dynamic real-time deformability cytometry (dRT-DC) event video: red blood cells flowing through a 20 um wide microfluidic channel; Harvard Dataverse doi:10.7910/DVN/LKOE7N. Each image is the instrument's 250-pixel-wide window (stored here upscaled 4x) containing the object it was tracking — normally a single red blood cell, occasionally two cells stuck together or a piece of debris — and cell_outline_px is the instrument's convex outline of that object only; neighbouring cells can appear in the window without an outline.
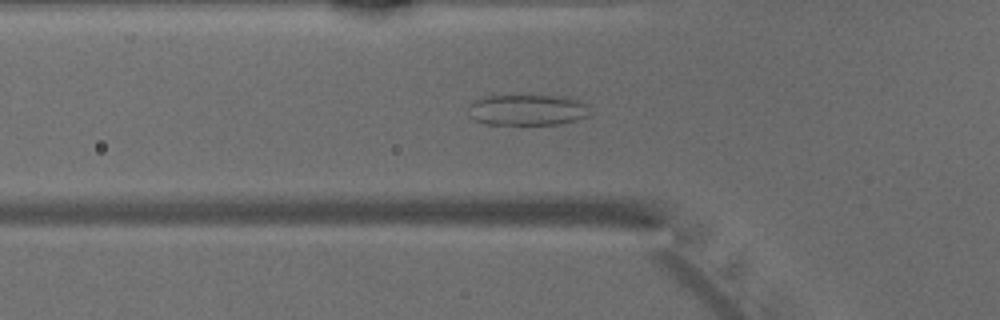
{"species": "common noctule bat (a hibernating species)", "species_latin": "Nyctalus noctula", "temperature_condition": "warm", "stored_images_in_passage": 48, "camera_frame_rate_fps": 3000, "um_per_image_px": 0.085, "animal": {"sex": "male", "body_mass_g": 15.6}, "frame": {"image": 1, "passage_image": 16, "time_ms": 5.0, "image_size_px": [1000, 320], "cell_outline_px": [[588, 116], [576, 120], [560, 124], [484, 124], [468, 116], [468, 104], [484, 96], [568, 96], [580, 100], [588, 104]], "centroid_in_image_um": [44.82, 9.34], "position_along_channel_um": 81.0, "area_um2": 22.08}}
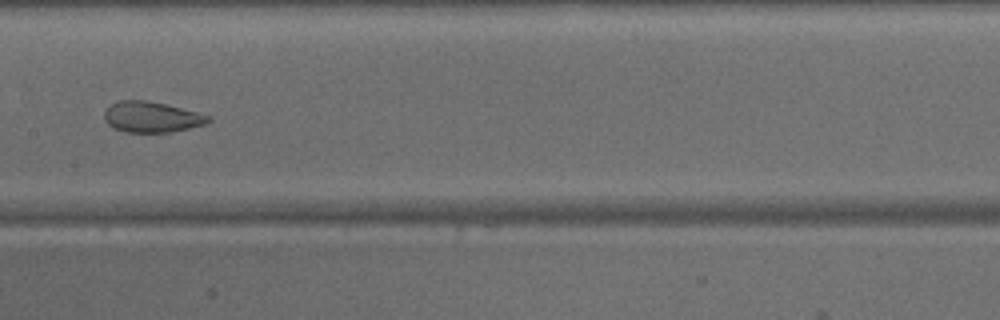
{"frame": {"image": 2, "passage_image": 24, "time_ms": 7.667, "image_size_px": [1000, 320], "cell_outline_px": [[212, 120], [204, 124], [172, 132], [124, 132], [112, 128], [108, 124], [104, 116], [104, 112], [112, 104], [120, 100], [148, 100], [212, 116]], "centroid_in_image_um": [12.88, 9.95], "position_along_channel_um": 194.5, "area_um2": 18.5}}
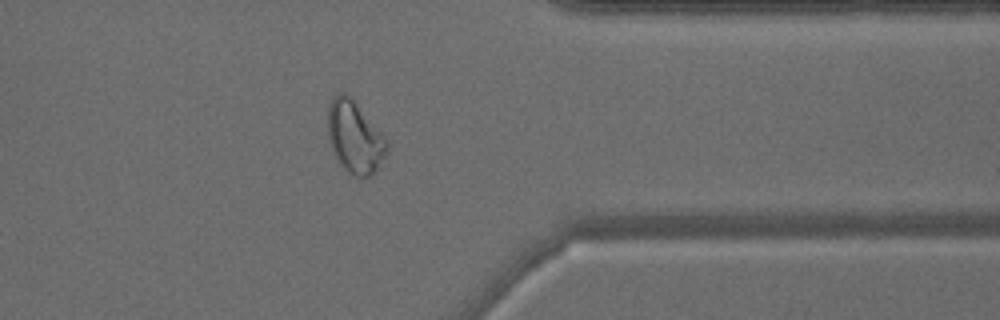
{"frame": {"image": 3, "passage_image": 38, "time_ms": 12.333, "image_size_px": [1000, 320], "cell_outline_px": [[388, 152], [372, 176], [356, 176], [348, 172], [340, 164], [328, 140], [328, 104], [332, 96], [340, 92], [344, 92], [352, 96], [388, 140]], "centroid_in_image_um": [30.16, 11.61], "position_along_channel_um": 381.2, "area_um2": 25.14}}